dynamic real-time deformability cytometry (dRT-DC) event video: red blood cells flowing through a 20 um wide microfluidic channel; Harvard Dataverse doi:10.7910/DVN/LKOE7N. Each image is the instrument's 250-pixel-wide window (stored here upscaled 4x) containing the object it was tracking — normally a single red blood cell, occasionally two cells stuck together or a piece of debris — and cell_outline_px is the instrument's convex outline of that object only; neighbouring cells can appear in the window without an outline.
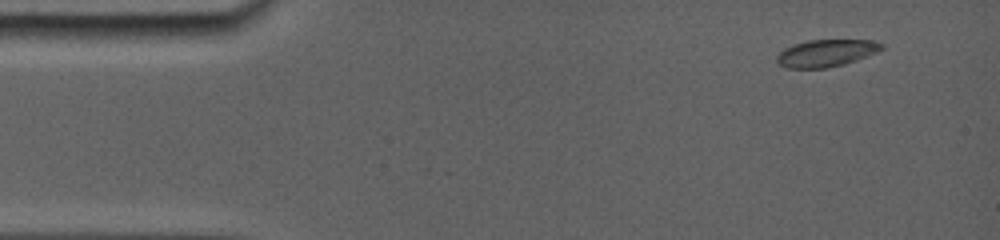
{"species": "common noctule bat (a hibernating species)", "species_latin": "Nyctalus noctula", "temperature_condition": "room temperature", "stored_images_in_passage": 6, "camera_frame_rate_fps": 5000, "um_per_image_px": 0.085, "animal": {"sex": "female", "body_mass_g": 19.0, "forearm_length_mm": 56.7}, "frame": {"image": 1, "passage_image": 2, "time_ms": 1.0, "image_size_px": [1000, 240], "cell_outline_px": [[884, 48], [876, 52], [856, 60], [844, 64], [824, 68], [788, 68], [780, 64], [776, 60], [776, 56], [784, 48], [808, 40], [868, 40], [884, 44]], "centroid_in_image_um": [70.21, 4.51], "position_along_channel_um": 14.8, "area_um2": 16.36}}
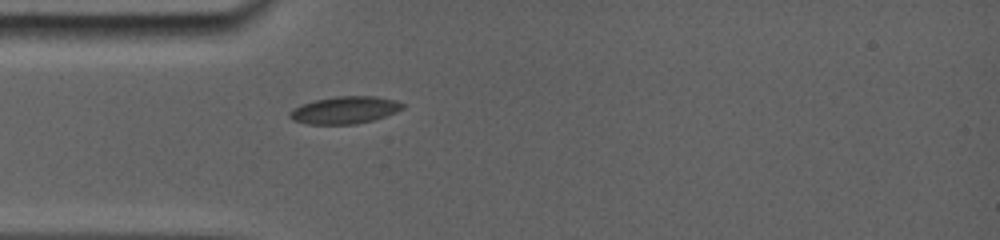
{"frame": {"image": 2, "passage_image": 5, "time_ms": 4.4, "image_size_px": [1000, 240], "cell_outline_px": [[404, 108], [396, 112], [372, 120], [352, 124], [308, 124], [292, 120], [288, 116], [288, 112], [300, 104], [316, 100], [336, 96], [376, 96], [396, 100], [404, 104]], "centroid_in_image_um": [29.28, 9.35], "position_along_channel_um": 55.7, "area_um2": 17.92}}
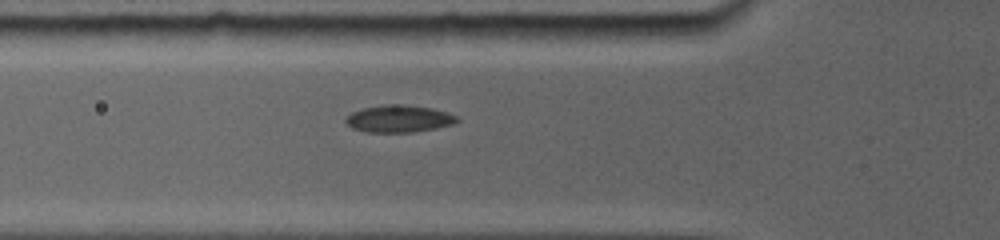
{"frame": {"image": 3, "passage_image": 6, "time_ms": 5.4, "image_size_px": [1000, 240], "cell_outline_px": [[460, 120], [452, 124], [432, 128], [408, 132], [368, 132], [352, 128], [344, 120], [352, 112], [364, 108], [384, 104], [404, 104], [432, 108], [456, 116]], "centroid_in_image_um": [33.87, 10.08], "position_along_channel_um": 91.9, "area_um2": 17.28}}